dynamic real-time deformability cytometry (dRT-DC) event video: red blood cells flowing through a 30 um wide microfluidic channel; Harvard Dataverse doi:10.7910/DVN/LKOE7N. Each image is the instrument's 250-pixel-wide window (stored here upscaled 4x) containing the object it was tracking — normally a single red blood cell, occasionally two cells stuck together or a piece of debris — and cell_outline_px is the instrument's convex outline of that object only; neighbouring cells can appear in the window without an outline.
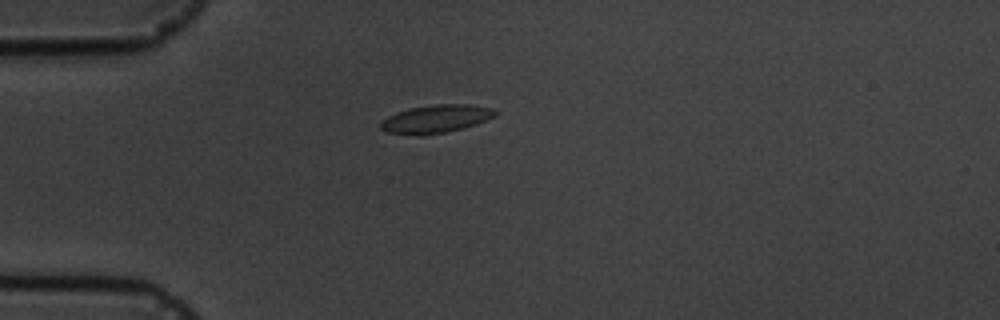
{"species": "common noctule bat (a hibernating species)", "species_latin": "Nyctalus noctula", "temperature_condition": "cold", "stored_images_in_passage": 8, "camera_frame_rate_fps": 3000, "um_per_image_px": 0.085, "animal": {"sex": "male", "body_mass_g": 19.5, "forearm_length_mm": 54.6}, "frame": {"image": 1, "passage_image": 4, "time_ms": 3.667, "image_size_px": [1000, 320], "cell_outline_px": [[496, 116], [476, 124], [464, 128], [424, 136], [416, 136], [388, 132], [380, 128], [380, 124], [388, 116], [396, 112], [408, 108], [436, 104], [468, 104], [492, 108], [496, 112]], "centroid_in_image_um": [37.04, 10.11], "position_along_channel_um": 48.0, "area_um2": 18.79}}
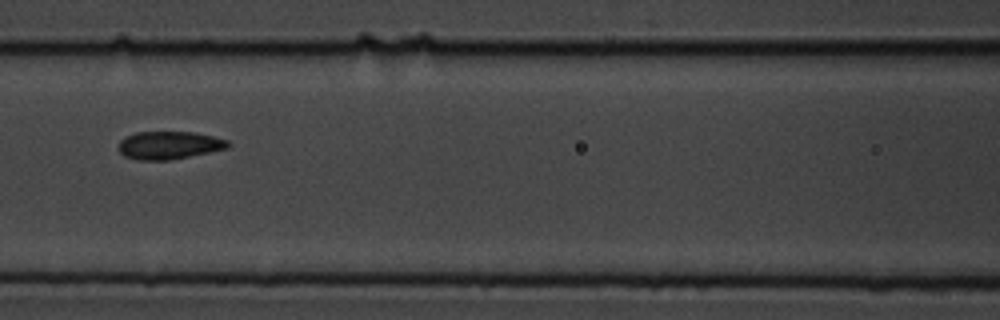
{"frame": {"image": 2, "passage_image": 7, "time_ms": 7.0, "image_size_px": [1000, 320], "cell_outline_px": [[232, 144], [228, 148], [168, 160], [140, 160], [124, 156], [120, 152], [120, 140], [136, 132], [196, 132], [228, 140]], "centroid_in_image_um": [14.4, 12.34], "position_along_channel_um": 152.2, "area_um2": 17.57}}
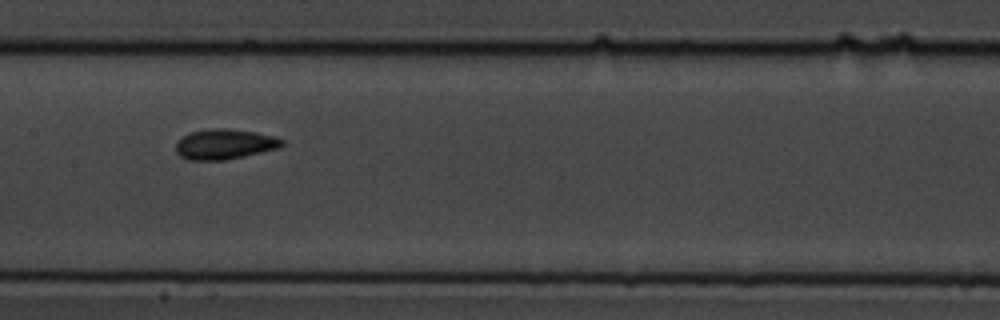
{"frame": {"image": 3, "passage_image": 8, "time_ms": 8.0, "image_size_px": [1000, 320], "cell_outline_px": [[284, 144], [280, 148], [244, 156], [224, 160], [188, 160], [180, 156], [176, 152], [176, 144], [188, 132], [216, 128], [228, 128], [256, 132], [276, 136], [284, 140]], "centroid_in_image_um": [19.13, 12.25], "position_along_channel_um": 188.3, "area_um2": 18.79}}